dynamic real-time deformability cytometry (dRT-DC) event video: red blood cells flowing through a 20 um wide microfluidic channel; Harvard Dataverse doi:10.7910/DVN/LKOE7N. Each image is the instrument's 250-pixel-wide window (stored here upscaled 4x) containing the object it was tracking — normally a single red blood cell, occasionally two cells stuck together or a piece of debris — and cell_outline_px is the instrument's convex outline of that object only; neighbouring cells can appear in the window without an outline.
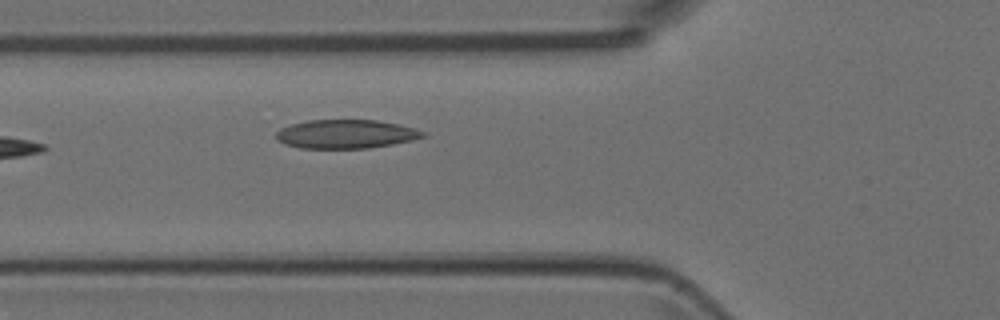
{"species": "Egyptian fruit bat (a non-hibernating species)", "species_latin": "Rousettus aegyptiacus", "temperature_condition": "room temperature", "stored_images_in_passage": 6, "camera_frame_rate_fps": 3000, "um_per_image_px": 0.085, "animal": {"sex": "female"}, "frame": {"image": 1, "passage_image": 6, "time_ms": 1.667, "image_size_px": [1000, 320], "cell_outline_px": [[428, 132], [424, 136], [412, 140], [392, 144], [368, 148], [300, 148], [284, 144], [276, 140], [276, 132], [280, 128], [292, 124], [308, 120], [376, 120], [400, 124], [416, 128]], "centroid_in_image_um": [29.41, 11.39], "position_along_channel_um": 96.4, "area_um2": 24.74}}